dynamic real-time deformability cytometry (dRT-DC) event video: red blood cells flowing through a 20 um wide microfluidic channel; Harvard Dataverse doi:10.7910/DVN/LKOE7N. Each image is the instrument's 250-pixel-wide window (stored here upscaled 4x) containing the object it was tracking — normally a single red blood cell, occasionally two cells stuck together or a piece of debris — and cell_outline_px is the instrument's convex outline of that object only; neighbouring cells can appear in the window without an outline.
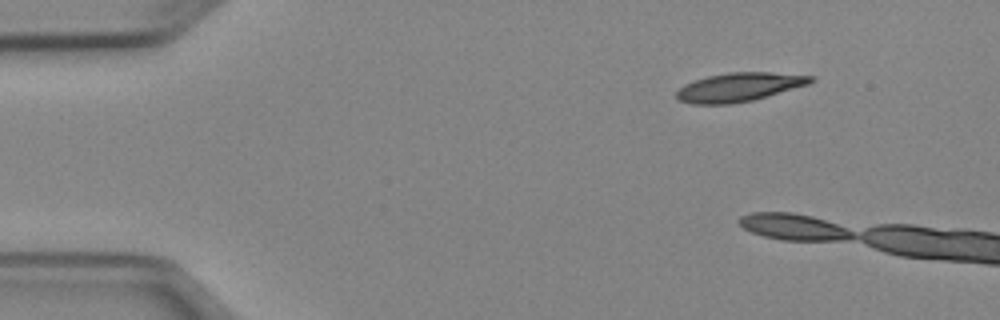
{"species": "Egyptian fruit bat (a non-hibernating species)", "species_latin": "Rousettus aegyptiacus", "temperature_condition": "cold", "stored_images_in_passage": 4, "camera_frame_rate_fps": 3000, "um_per_image_px": 0.085, "animal": {"sex": "female"}, "frame": {"image": 1, "passage_image": 1, "time_ms": 0.0, "image_size_px": [1000, 320], "cell_outline_px": [[816, 80], [808, 84], [752, 100], [732, 104], [692, 104], [680, 100], [676, 96], [676, 92], [684, 84], [708, 76], [728, 72], [768, 72], [816, 76]], "centroid_in_image_um": [62.83, 7.4], "position_along_channel_um": 22.2, "area_um2": 22.31}}